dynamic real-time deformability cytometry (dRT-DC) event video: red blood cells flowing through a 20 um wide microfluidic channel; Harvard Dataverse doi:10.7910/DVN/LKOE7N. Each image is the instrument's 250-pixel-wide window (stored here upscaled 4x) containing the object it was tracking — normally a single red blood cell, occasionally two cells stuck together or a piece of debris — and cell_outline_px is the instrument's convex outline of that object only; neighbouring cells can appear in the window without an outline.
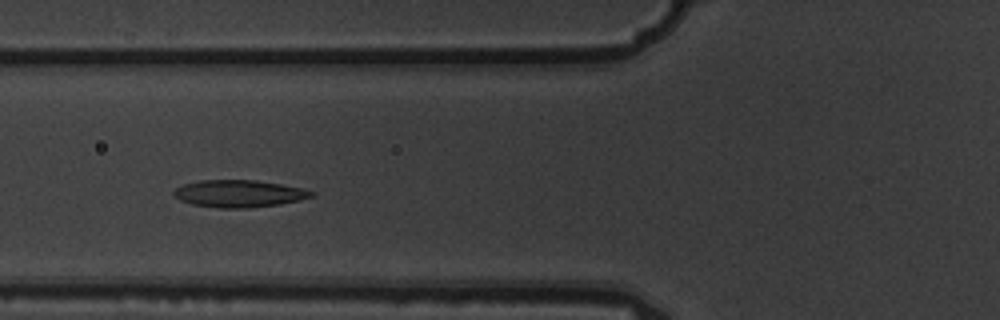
{"species": "common noctule bat (a hibernating species)", "species_latin": "Nyctalus noctula", "temperature_condition": "warm", "stored_images_in_passage": 5, "camera_frame_rate_fps": 3000, "um_per_image_px": 0.085, "animal": {"sex": "male", "body_mass_g": 19.5, "forearm_length_mm": 54.6}, "frame": {"image": 1, "passage_image": 3, "time_ms": 0.667, "image_size_px": [1000, 320], "cell_outline_px": [[316, 196], [300, 200], [280, 204], [248, 208], [216, 208], [192, 204], [180, 200], [172, 192], [176, 188], [184, 184], [200, 180], [256, 180], [280, 184], [300, 188], [316, 192]], "centroid_in_image_um": [20.34, 16.46], "position_along_channel_um": 105.5, "area_um2": 21.85}}
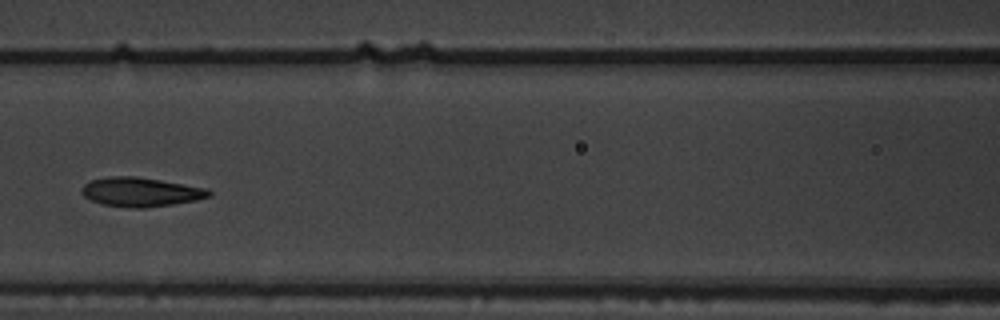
{"frame": {"image": 2, "passage_image": 4, "time_ms": 1.0, "image_size_px": [1000, 320], "cell_outline_px": [[212, 196], [196, 200], [172, 204], [144, 208], [128, 208], [104, 204], [92, 200], [84, 196], [80, 192], [80, 188], [88, 180], [108, 176], [136, 176], [208, 188], [212, 192]], "centroid_in_image_um": [11.94, 16.31], "position_along_channel_um": 154.7, "area_um2": 21.79}}
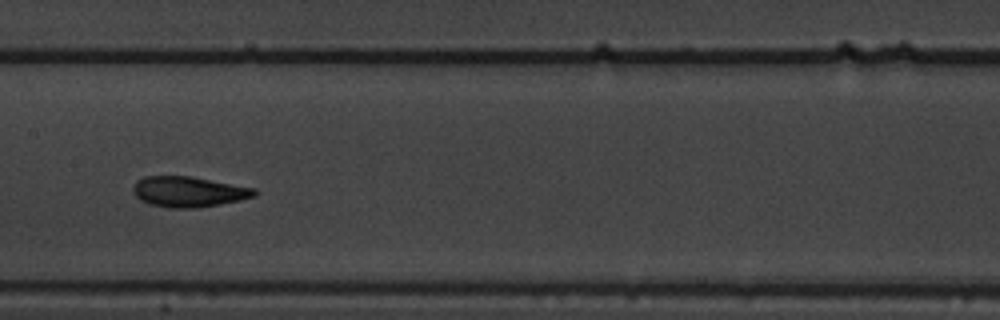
{"frame": {"image": 3, "passage_image": 5, "time_ms": 1.333, "image_size_px": [1000, 320], "cell_outline_px": [[256, 196], [220, 204], [196, 208], [168, 208], [148, 204], [140, 200], [132, 192], [132, 188], [136, 180], [144, 176], [192, 176], [256, 188]], "centroid_in_image_um": [15.99, 16.29], "position_along_channel_um": 191.4, "area_um2": 21.79}}